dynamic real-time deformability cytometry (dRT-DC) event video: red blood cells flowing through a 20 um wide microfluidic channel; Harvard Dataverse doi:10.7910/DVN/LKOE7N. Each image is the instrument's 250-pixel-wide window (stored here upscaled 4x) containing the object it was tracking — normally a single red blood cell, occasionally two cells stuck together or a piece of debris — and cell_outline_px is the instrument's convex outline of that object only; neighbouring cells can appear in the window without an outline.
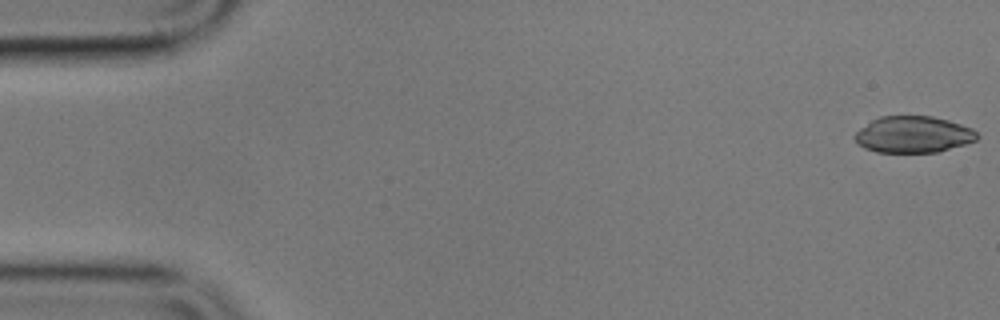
{"species": "common noctule bat (a hibernating species)", "species_latin": "Nyctalus noctula", "temperature_condition": "cold", "stored_images_in_passage": 15, "camera_frame_rate_fps": 3000, "um_per_image_px": 0.085, "animal": {"sex": "male", "body_mass_g": 17.9}, "frame": {"image": 1, "passage_image": 1, "time_ms": 0.0, "image_size_px": [1000, 320], "cell_outline_px": [[980, 136], [976, 140], [964, 144], [936, 152], [876, 152], [864, 148], [852, 136], [860, 128], [872, 120], [880, 116], [932, 116], [948, 120], [972, 128]], "centroid_in_image_um": [77.62, 11.43], "position_along_channel_um": 7.4, "area_um2": 25.89}}
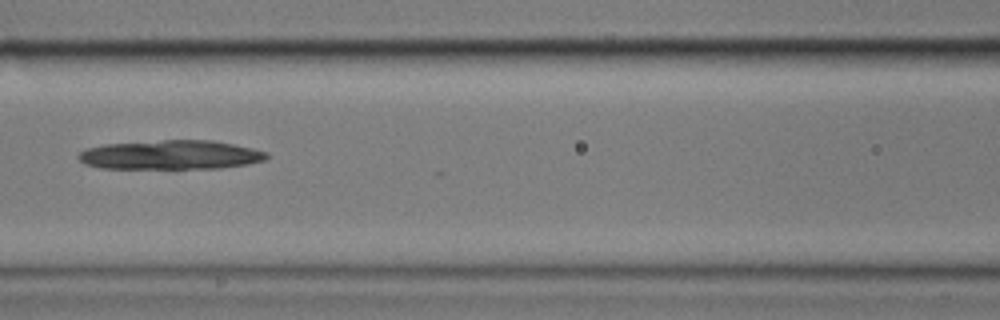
{"frame": {"image": 2, "passage_image": 7, "time_ms": 8.0, "image_size_px": [1000, 320], "cell_outline_px": [[268, 156], [264, 160], [248, 164], [220, 168], [100, 168], [84, 164], [76, 156], [80, 152], [88, 148], [104, 144], [164, 140], [212, 140], [252, 148], [268, 152]], "centroid_in_image_um": [14.5, 13.16], "position_along_channel_um": 152.1, "area_um2": 31.91}}
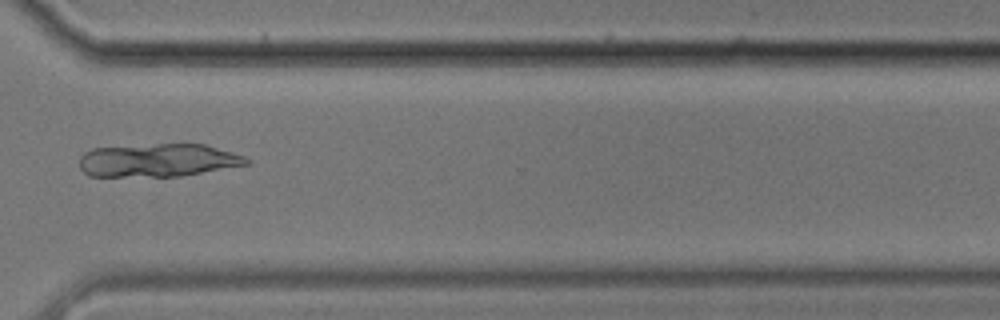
{"frame": {"image": 3, "passage_image": 12, "time_ms": 14.0, "image_size_px": [1000, 320], "cell_outline_px": [[252, 160], [248, 164], [180, 176], [88, 176], [80, 168], [80, 156], [84, 152], [92, 148], [156, 144], [204, 144], [244, 156]], "centroid_in_image_um": [13.4, 13.62], "position_along_channel_um": 357.2, "area_um2": 32.08}}